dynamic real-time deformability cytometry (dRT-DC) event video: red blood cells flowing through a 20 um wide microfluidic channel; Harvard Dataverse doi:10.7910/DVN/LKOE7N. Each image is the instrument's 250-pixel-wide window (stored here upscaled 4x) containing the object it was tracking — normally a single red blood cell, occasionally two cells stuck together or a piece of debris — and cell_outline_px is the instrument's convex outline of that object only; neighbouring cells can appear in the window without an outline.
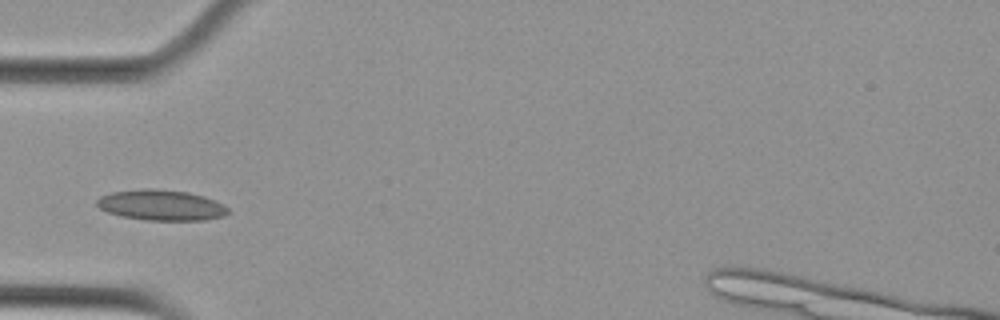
{"species": "Egyptian fruit bat (a non-hibernating species)", "species_latin": "Rousettus aegyptiacus", "temperature_condition": "cold", "stored_images_in_passage": 37, "camera_frame_rate_fps": 3000, "um_per_image_px": 0.085, "animal": {"sex": "female"}, "frame": {"image": 1, "passage_image": 1, "time_ms": 0.0, "image_size_px": [1000, 320], "cell_outline_px": [[228, 212], [224, 216], [204, 220], [144, 220], [120, 216], [108, 212], [100, 208], [96, 204], [96, 200], [100, 196], [112, 192], [188, 192], [204, 196], [224, 204], [228, 208]], "centroid_in_image_um": [13.75, 17.5], "position_along_channel_um": 71.3, "area_um2": 22.25}}
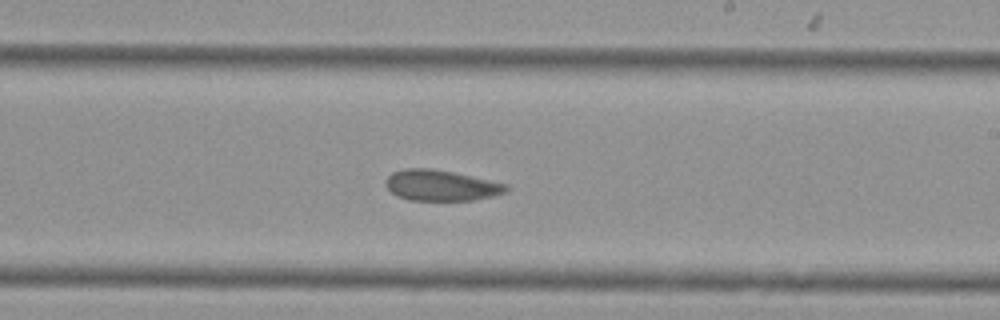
{"frame": {"image": 2, "passage_image": 16, "time_ms": 5.0, "image_size_px": [1000, 320], "cell_outline_px": [[508, 192], [492, 196], [472, 200], [408, 200], [396, 196], [384, 184], [384, 180], [392, 172], [404, 168], [428, 168], [452, 172], [508, 184]], "centroid_in_image_um": [37.46, 15.76], "position_along_channel_um": 251.5, "area_um2": 21.62}}
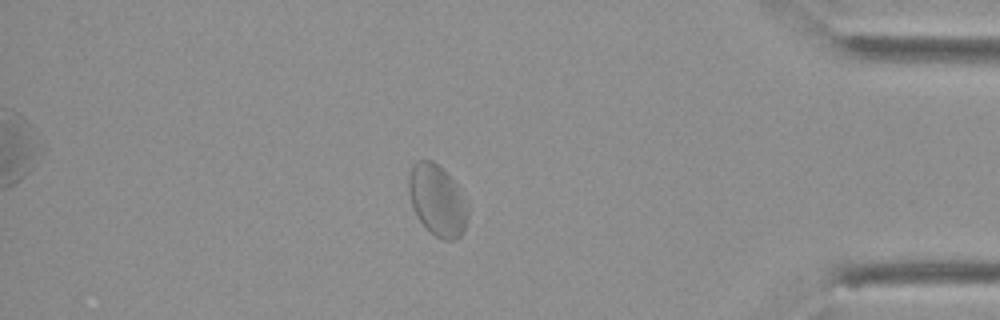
{"frame": {"image": 3, "passage_image": 31, "time_ms": 10.0, "image_size_px": [1000, 320], "cell_outline_px": [[468, 220], [464, 232], [460, 236], [452, 240], [440, 240], [420, 220], [412, 204], [408, 188], [408, 176], [412, 164], [416, 160], [432, 160], [452, 180], [468, 212]], "centroid_in_image_um": [37.13, 17.04], "position_along_channel_um": 398.1, "area_um2": 23.7}}